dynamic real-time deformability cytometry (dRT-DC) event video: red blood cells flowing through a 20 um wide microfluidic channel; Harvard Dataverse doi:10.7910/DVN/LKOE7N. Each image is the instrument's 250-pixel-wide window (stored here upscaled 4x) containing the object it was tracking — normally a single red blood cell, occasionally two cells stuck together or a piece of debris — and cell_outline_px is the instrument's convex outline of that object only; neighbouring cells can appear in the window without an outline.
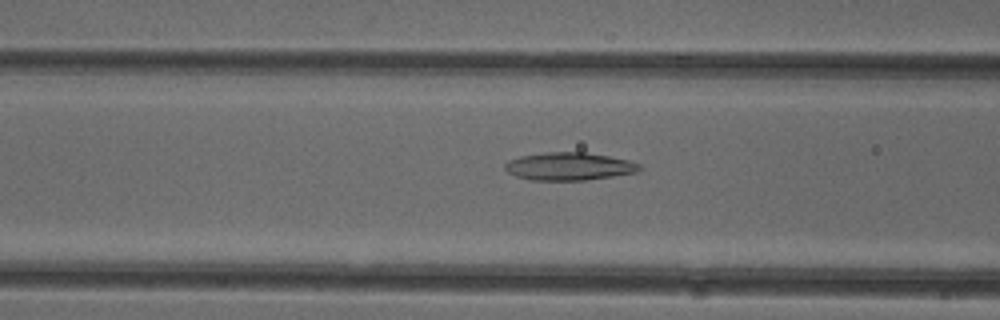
{"species": "common noctule bat (a hibernating species)", "species_latin": "Nyctalus noctula", "temperature_condition": "cold", "stored_images_in_passage": 51, "camera_frame_rate_fps": 3000, "um_per_image_px": 0.085, "animal": {"sex": "female"}, "frame": {"image": 1, "passage_image": 20, "time_ms": 6.333, "image_size_px": [1000, 320], "cell_outline_px": [[644, 168], [636, 172], [612, 176], [584, 180], [532, 180], [516, 176], [508, 172], [504, 168], [504, 164], [508, 160], [520, 156], [544, 152], [584, 152], [608, 156], [628, 160], [640, 164]], "centroid_in_image_um": [48.36, 14.13], "position_along_channel_um": 118.2, "area_um2": 21.79}}
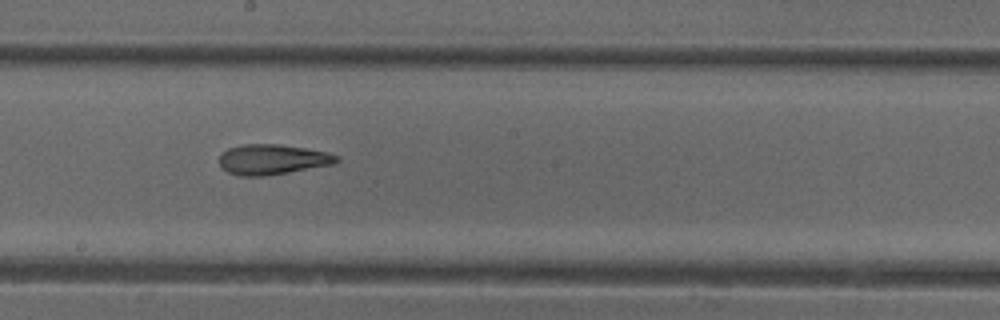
{"frame": {"image": 2, "passage_image": 28, "time_ms": 9.0, "image_size_px": [1000, 320], "cell_outline_px": [[340, 160], [332, 164], [288, 172], [264, 176], [240, 176], [228, 172], [220, 164], [220, 152], [228, 148], [244, 144], [276, 144], [304, 148], [328, 152], [340, 156]], "centroid_in_image_um": [23.14, 13.55], "position_along_channel_um": 225.1, "area_um2": 20.52}}
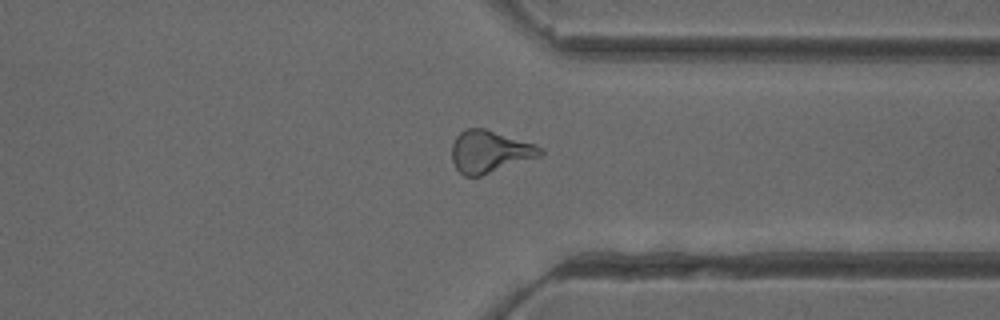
{"frame": {"image": 3, "passage_image": 39, "time_ms": 12.667, "image_size_px": [1000, 320], "cell_outline_px": [[544, 152], [540, 156], [480, 176], [464, 176], [456, 168], [452, 160], [452, 144], [456, 136], [464, 128], [484, 128], [536, 144], [544, 148]], "centroid_in_image_um": [41.62, 12.87], "position_along_channel_um": 369.8, "area_um2": 21.73}, "authors_computed_cell_mechanics": {"area_um2": 21.7328, "velocity_mm_per_s": 3.9903, "shape_relaxation_time_tau1_ms": null, "shape_relaxation_time_tau2_ms": 3.1249, "deformation_change_tau1": null, "deformation_change_tau2": 0.1362}}